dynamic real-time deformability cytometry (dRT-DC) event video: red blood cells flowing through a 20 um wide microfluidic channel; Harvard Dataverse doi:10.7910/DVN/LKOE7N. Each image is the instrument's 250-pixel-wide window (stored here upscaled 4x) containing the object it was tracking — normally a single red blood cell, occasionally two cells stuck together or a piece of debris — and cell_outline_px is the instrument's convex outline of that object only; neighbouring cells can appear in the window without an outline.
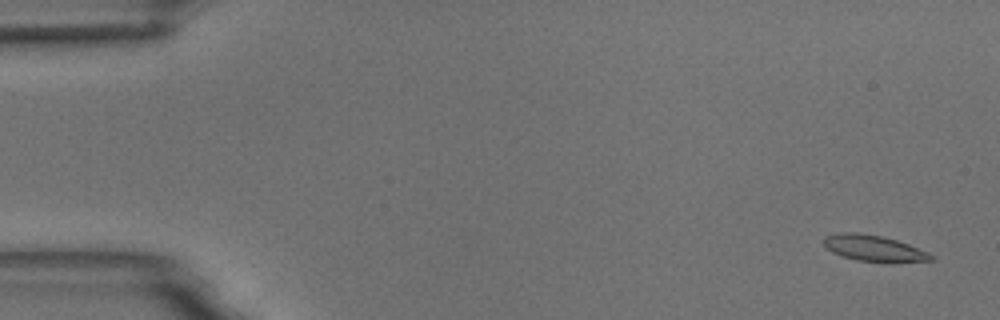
{"species": "common noctule bat (a hibernating species)", "species_latin": "Nyctalus noctula", "temperature_condition": "room temperature", "stored_images_in_passage": 59, "camera_frame_rate_fps": 3000, "um_per_image_px": 0.085, "animal": {"sex": "male", "body_mass_g": 18.8}, "frame": {"image": 1, "passage_image": 3, "time_ms": 0.667, "image_size_px": [1000, 320], "cell_outline_px": [[936, 260], [892, 264], [888, 264], [856, 260], [832, 252], [824, 244], [824, 236], [840, 232], [856, 232], [880, 236], [896, 240], [908, 244], [928, 252], [936, 256]], "centroid_in_image_um": [74.36, 21.14], "position_along_channel_um": 10.6, "area_um2": 16.76}}
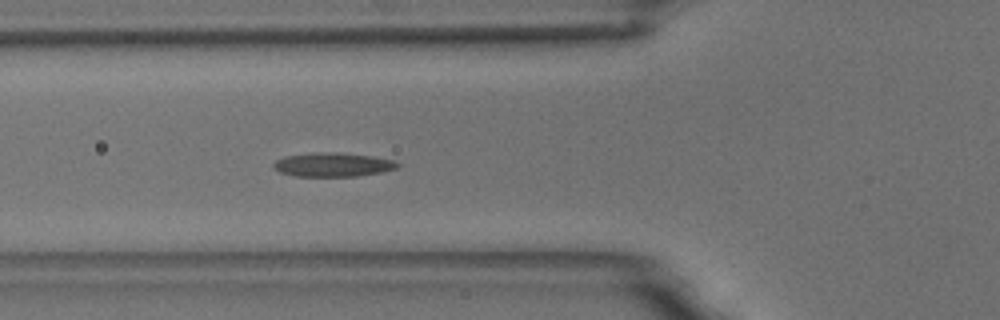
{"frame": {"image": 2, "passage_image": 22, "time_ms": 7.0, "image_size_px": [1000, 320], "cell_outline_px": [[400, 164], [396, 168], [380, 172], [356, 176], [296, 176], [280, 172], [272, 164], [276, 160], [284, 156], [320, 152], [332, 152], [372, 156], [392, 160]], "centroid_in_image_um": [28.27, 13.99], "position_along_channel_um": 97.5, "area_um2": 16.99}}
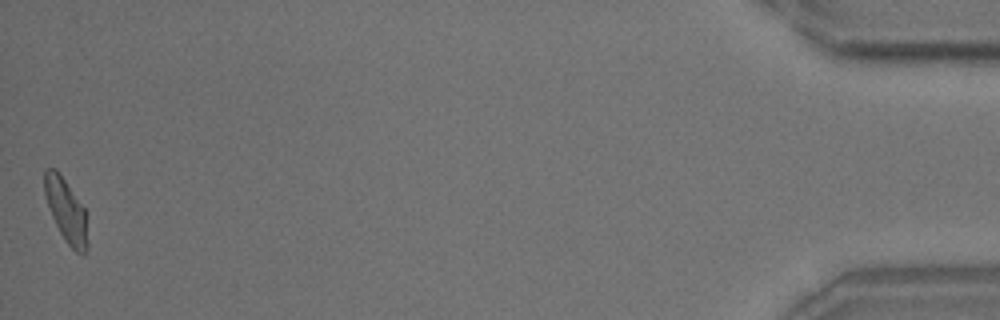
{"frame": {"image": 3, "passage_image": 59, "time_ms": 19.333, "image_size_px": [1000, 320], "cell_outline_px": [[88, 248], [84, 256], [76, 252], [64, 240], [52, 216], [44, 192], [44, 168], [56, 168], [84, 208], [88, 244]], "centroid_in_image_um": [5.62, 17.92], "position_along_channel_um": 429.6, "area_um2": 15.72}, "authors_computed_cell_mechanics": {"area_um2": 16.4152, "velocity_mm_per_s": 3.4552, "shape_relaxation_time_tau1_ms": 9.5773, "shape_relaxation_time_tau2_ms": 3.2766, "deformation_change_tau1": 0.1884, "deformation_change_tau2": 0.0985}}